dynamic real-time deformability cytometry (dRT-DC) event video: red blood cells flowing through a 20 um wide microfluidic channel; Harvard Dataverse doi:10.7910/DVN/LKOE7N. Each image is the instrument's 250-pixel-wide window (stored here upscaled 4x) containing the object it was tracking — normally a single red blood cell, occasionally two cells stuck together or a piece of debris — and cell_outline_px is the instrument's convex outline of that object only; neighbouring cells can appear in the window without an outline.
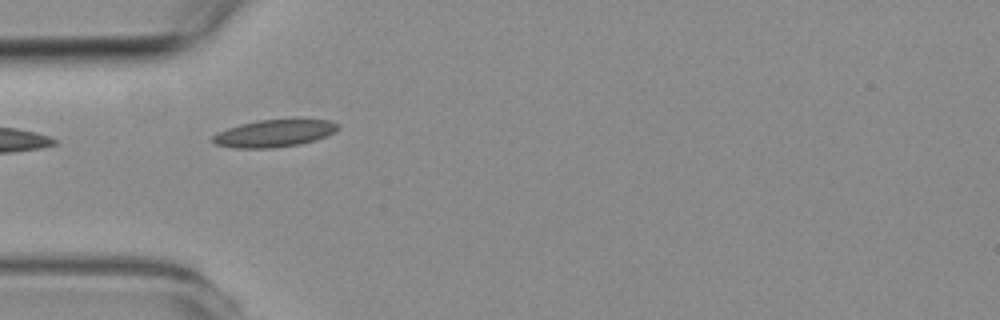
{"species": "common noctule bat (a hibernating species)", "species_latin": "Nyctalus noctula", "temperature_condition": "room temperature", "stored_images_in_passage": 2, "camera_frame_rate_fps": 3000, "um_per_image_px": 0.085, "animal": {"sex": "female", "body_mass_g": 19.3, "forearm_length_mm": 54.1}, "frame": {"image": 1, "passage_image": 1, "time_ms": 0.0, "image_size_px": [1000, 320], "cell_outline_px": [[340, 128], [316, 140], [300, 144], [272, 148], [232, 148], [216, 144], [212, 140], [212, 136], [228, 128], [240, 124], [256, 120], [296, 116], [328, 120], [340, 124]], "centroid_in_image_um": [23.38, 11.28], "position_along_channel_um": 61.6, "area_um2": 20.69}}
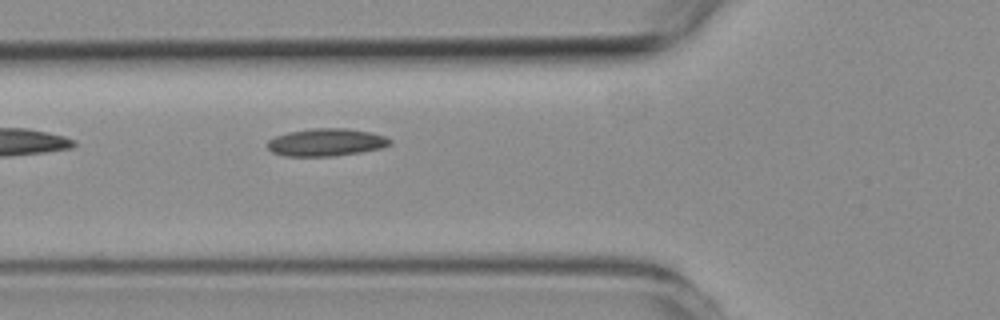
{"frame": {"image": 2, "passage_image": 2, "time_ms": 1.0, "image_size_px": [1000, 320], "cell_outline_px": [[392, 144], [380, 148], [360, 152], [336, 156], [284, 156], [272, 152], [268, 148], [268, 140], [276, 136], [288, 132], [312, 128], [344, 128], [368, 132], [384, 136], [392, 140]], "centroid_in_image_um": [27.71, 12.1], "position_along_channel_um": 98.1, "area_um2": 19.59}}